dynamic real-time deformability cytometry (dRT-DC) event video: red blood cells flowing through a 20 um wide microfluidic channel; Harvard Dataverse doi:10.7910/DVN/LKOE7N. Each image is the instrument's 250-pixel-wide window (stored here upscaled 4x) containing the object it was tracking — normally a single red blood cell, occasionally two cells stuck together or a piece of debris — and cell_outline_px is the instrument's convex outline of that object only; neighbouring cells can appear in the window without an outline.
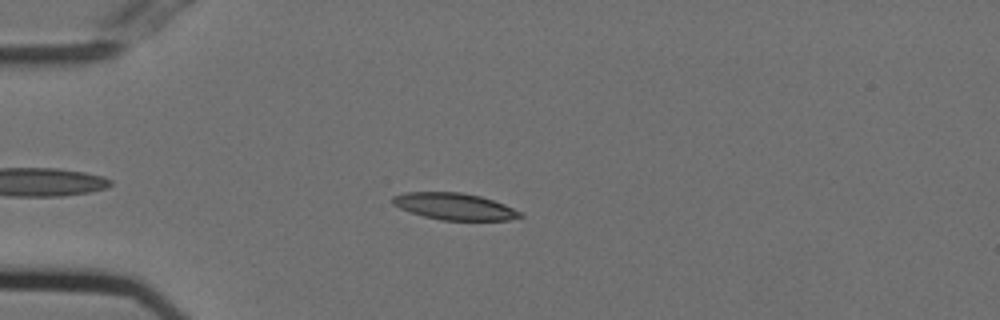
{"species": "Egyptian fruit bat (a non-hibernating species)", "species_latin": "Rousettus aegyptiacus", "temperature_condition": "cold", "stored_images_in_passage": 49, "camera_frame_rate_fps": 3000, "um_per_image_px": 0.085, "animal": {"sex": "female"}, "frame": {"image": 1, "passage_image": 9, "time_ms": 2.667, "image_size_px": [1000, 320], "cell_outline_px": [[524, 216], [508, 220], [440, 220], [424, 216], [400, 208], [392, 204], [392, 196], [404, 192], [460, 192], [480, 196], [504, 204], [520, 212]], "centroid_in_image_um": [38.6, 17.54], "position_along_channel_um": 46.4, "area_um2": 19.71}}
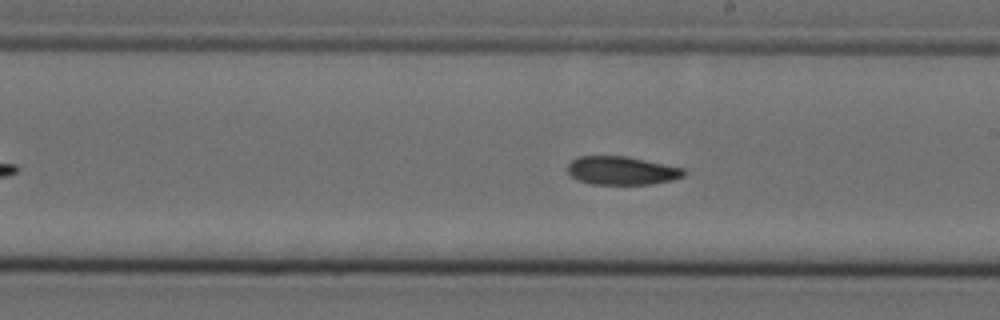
{"frame": {"image": 2, "passage_image": 26, "time_ms": 8.333, "image_size_px": [1000, 320], "cell_outline_px": [[688, 172], [684, 176], [672, 180], [652, 184], [592, 184], [580, 180], [572, 176], [568, 172], [568, 164], [572, 160], [580, 156], [628, 156], [684, 168]], "centroid_in_image_um": [52.9, 14.49], "position_along_channel_um": 236.1, "area_um2": 19.25}}
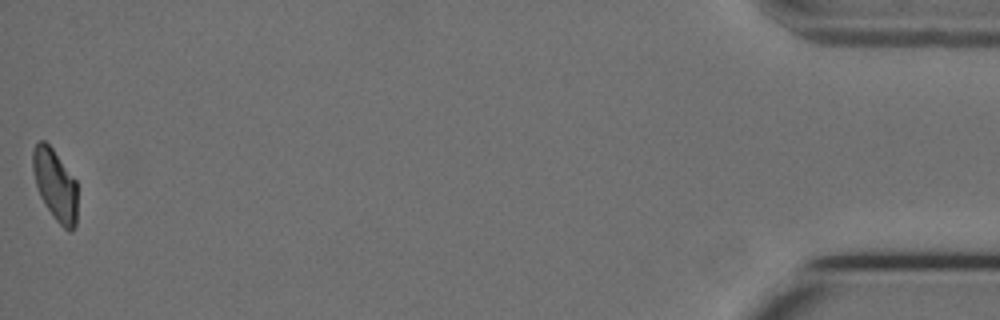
{"frame": {"image": 3, "passage_image": 49, "time_ms": 16.0, "image_size_px": [1000, 320], "cell_outline_px": [[76, 224], [72, 232], [68, 232], [52, 216], [40, 196], [36, 184], [32, 168], [32, 152], [36, 144], [40, 140], [44, 140], [52, 148], [76, 180]], "centroid_in_image_um": [4.68, 15.73], "position_along_channel_um": 430.5, "area_um2": 18.44}, "authors_computed_cell_mechanics": {"area_um2": 19.7098, "velocity_mm_per_s": 3.7219, "shape_relaxation_time_tau1_ms": 10.4187, "shape_relaxation_time_tau2_ms": 6.7452, "deformation_change_tau1": 0.2134, "deformation_change_tau2": 0.1257}}